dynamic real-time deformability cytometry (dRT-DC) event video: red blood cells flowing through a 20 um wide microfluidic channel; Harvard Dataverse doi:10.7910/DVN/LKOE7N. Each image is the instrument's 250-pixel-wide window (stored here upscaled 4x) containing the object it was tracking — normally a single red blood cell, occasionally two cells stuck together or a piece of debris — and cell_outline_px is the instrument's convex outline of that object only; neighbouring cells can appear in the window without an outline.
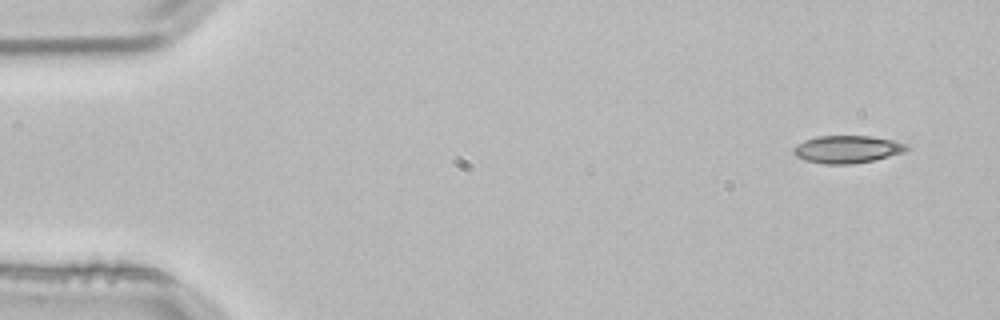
{"species": "common noctule bat (a hibernating species)", "species_latin": "Nyctalus noctula", "temperature_condition": "room temperature", "stored_images_in_passage": 3, "camera_frame_rate_fps": 3000, "um_per_image_px": 0.085, "animal": {"sex": "male", "body_mass_g": 21.5, "forearm_length_mm": 52.0}, "frame": {"image": 1, "passage_image": 1, "time_ms": 0.0, "image_size_px": [1000, 320], "cell_outline_px": [[912, 148], [904, 152], [876, 160], [852, 164], [824, 164], [808, 160], [796, 156], [792, 152], [792, 148], [796, 144], [804, 140], [816, 136], [868, 136], [892, 140], [904, 144]], "centroid_in_image_um": [72.0, 12.69], "position_along_channel_um": 13.0, "area_um2": 18.21}}
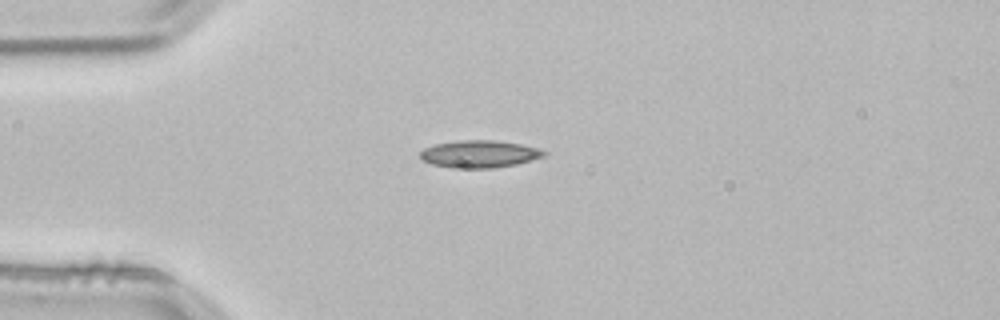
{"frame": {"image": 2, "passage_image": 3, "time_ms": 0.667, "image_size_px": [1000, 320], "cell_outline_px": [[548, 152], [544, 156], [516, 164], [492, 168], [452, 168], [432, 164], [420, 160], [420, 152], [424, 148], [436, 144], [460, 140], [496, 140], [520, 144], [536, 148]], "centroid_in_image_um": [40.71, 13.09], "position_along_channel_um": 44.3, "area_um2": 19.65}}